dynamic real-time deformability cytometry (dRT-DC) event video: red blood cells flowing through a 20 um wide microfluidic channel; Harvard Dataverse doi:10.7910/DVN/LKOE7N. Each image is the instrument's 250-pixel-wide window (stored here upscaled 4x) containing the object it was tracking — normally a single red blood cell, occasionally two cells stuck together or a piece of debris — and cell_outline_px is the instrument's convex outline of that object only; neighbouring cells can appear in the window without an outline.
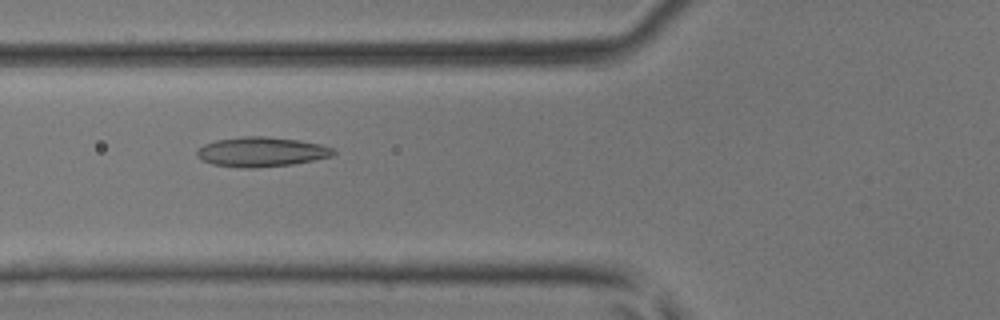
{"species": "common noctule bat (a hibernating species)", "species_latin": "Nyctalus noctula", "temperature_condition": "room temperature", "stored_images_in_passage": 47, "camera_frame_rate_fps": 3000, "um_per_image_px": 0.085, "animal": {"sex": "male", "body_mass_g": 17.9, "forearm_length_mm": 54.2}, "frame": {"image": 1, "passage_image": 18, "time_ms": 5.667, "image_size_px": [1000, 320], "cell_outline_px": [[336, 152], [332, 156], [292, 164], [256, 168], [240, 168], [212, 164], [196, 156], [196, 152], [204, 144], [216, 140], [240, 136], [264, 136], [300, 140], [320, 144], [332, 148]], "centroid_in_image_um": [22.2, 12.9], "position_along_channel_um": 103.6, "area_um2": 23.58}}
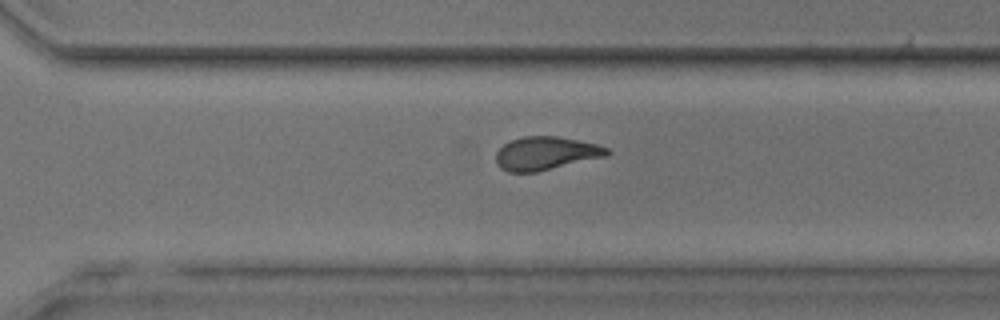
{"frame": {"image": 2, "passage_image": 33, "time_ms": 10.667, "image_size_px": [1000, 320], "cell_outline_px": [[612, 152], [608, 156], [536, 172], [508, 172], [500, 168], [496, 164], [496, 152], [504, 144], [512, 140], [524, 136], [556, 136], [596, 144], [608, 148]], "centroid_in_image_um": [46.4, 13.04], "position_along_channel_um": 324.2, "area_um2": 21.56}}
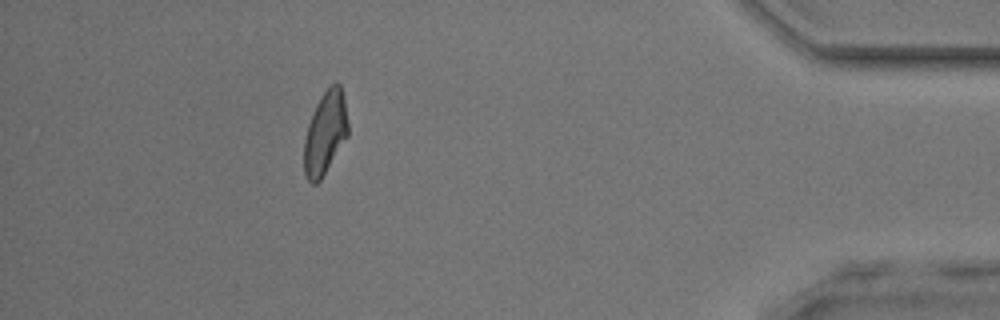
{"frame": {"image": 3, "passage_image": 42, "time_ms": 13.667, "image_size_px": [1000, 320], "cell_outline_px": [[348, 136], [320, 180], [316, 184], [312, 184], [308, 180], [304, 172], [304, 140], [308, 124], [312, 112], [320, 96], [336, 80], [340, 84], [344, 100], [348, 124]], "centroid_in_image_um": [27.63, 11.29], "position_along_channel_um": 407.6, "area_um2": 21.21}}